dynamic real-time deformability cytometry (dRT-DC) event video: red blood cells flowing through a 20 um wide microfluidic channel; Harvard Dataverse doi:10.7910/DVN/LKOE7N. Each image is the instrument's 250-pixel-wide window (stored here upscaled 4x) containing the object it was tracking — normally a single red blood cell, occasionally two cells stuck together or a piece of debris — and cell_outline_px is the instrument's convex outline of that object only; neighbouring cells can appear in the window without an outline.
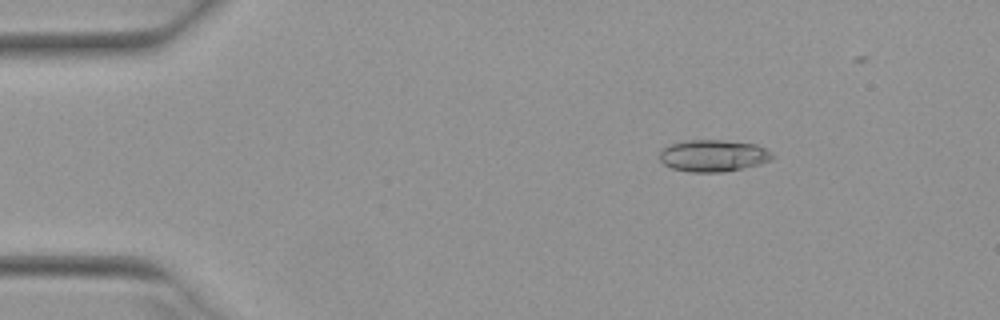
{"species": "Egyptian fruit bat (a non-hibernating species)", "species_latin": "Rousettus aegyptiacus", "temperature_condition": "warm", "stored_images_in_passage": 16, "camera_frame_rate_fps": 3000, "um_per_image_px": 0.085, "animal": {"sex": "female"}, "frame": {"image": 1, "passage_image": 8, "time_ms": 2.333, "image_size_px": [1000, 320], "cell_outline_px": [[772, 160], [760, 164], [744, 168], [724, 172], [688, 172], [672, 168], [664, 164], [660, 160], [660, 148], [672, 144], [688, 140], [724, 140], [756, 144], [772, 152]], "centroid_in_image_um": [60.63, 13.24], "position_along_channel_um": 24.4, "area_um2": 21.04}}